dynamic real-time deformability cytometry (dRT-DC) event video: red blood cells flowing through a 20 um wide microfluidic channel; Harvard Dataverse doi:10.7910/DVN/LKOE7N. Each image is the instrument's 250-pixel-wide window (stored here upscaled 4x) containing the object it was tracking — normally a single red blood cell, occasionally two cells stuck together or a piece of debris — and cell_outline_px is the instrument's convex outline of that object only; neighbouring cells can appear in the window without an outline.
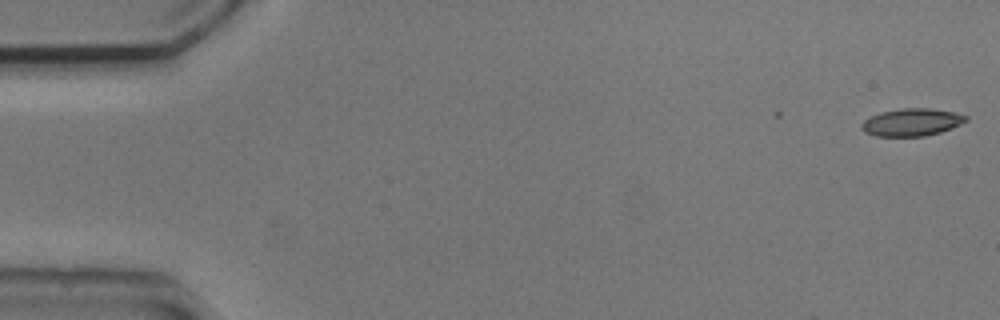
{"species": "common noctule bat (a hibernating species)", "species_latin": "Nyctalus noctula", "temperature_condition": "cold", "stored_images_in_passage": 10, "camera_frame_rate_fps": 3000, "um_per_image_px": 0.085, "animal": {"sex": "male", "body_mass_g": 20.5, "forearm_length_mm": 52.5}, "frame": {"image": 1, "passage_image": 1, "time_ms": 0.0, "image_size_px": [1000, 320], "cell_outline_px": [[968, 120], [952, 128], [940, 132], [924, 136], [876, 136], [864, 132], [860, 128], [860, 124], [864, 120], [880, 112], [900, 108], [928, 108], [952, 112], [968, 116]], "centroid_in_image_um": [77.47, 10.39], "position_along_channel_um": 7.5, "area_um2": 16.7}}